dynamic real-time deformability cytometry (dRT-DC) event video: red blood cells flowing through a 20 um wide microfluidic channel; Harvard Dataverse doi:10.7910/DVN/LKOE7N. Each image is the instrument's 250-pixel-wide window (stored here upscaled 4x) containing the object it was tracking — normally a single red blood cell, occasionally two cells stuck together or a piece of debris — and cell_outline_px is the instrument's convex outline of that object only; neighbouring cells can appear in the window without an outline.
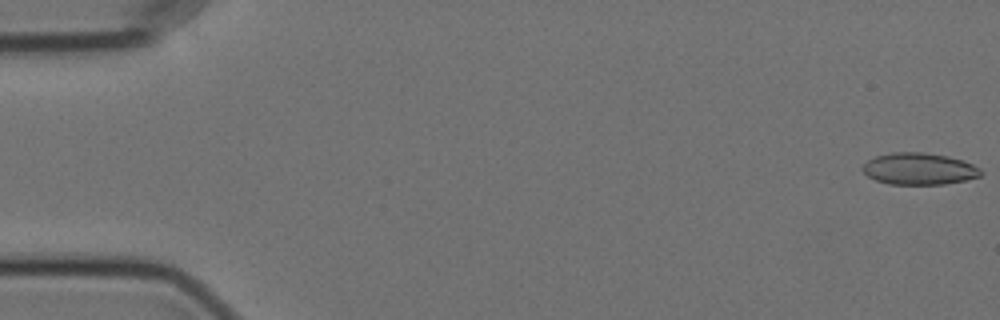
{"species": "Egyptian fruit bat (a non-hibernating species)", "species_latin": "Rousettus aegyptiacus", "temperature_condition": "cold", "stored_images_in_passage": 17, "camera_frame_rate_fps": 3000, "um_per_image_px": 0.085, "animal": {"sex": "female"}, "frame": {"image": 1, "passage_image": 1, "time_ms": 0.0, "image_size_px": [1000, 320], "cell_outline_px": [[984, 172], [980, 176], [964, 180], [944, 184], [888, 184], [876, 180], [868, 176], [860, 168], [868, 160], [876, 156], [892, 152], [924, 152], [948, 156], [972, 164], [980, 168]], "centroid_in_image_um": [78.11, 14.34], "position_along_channel_um": 6.9, "area_um2": 21.85}}
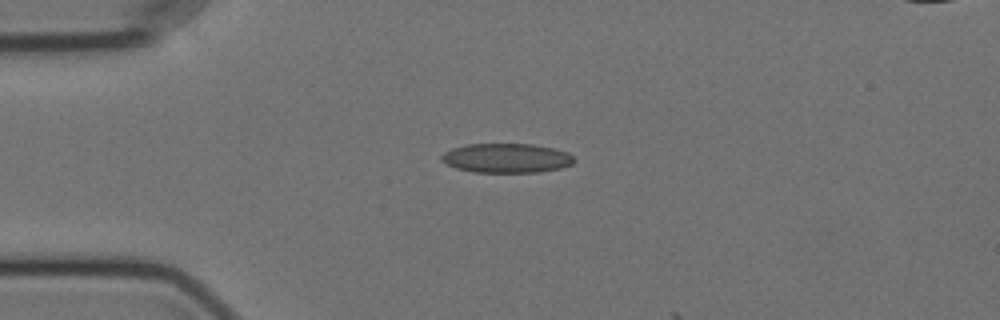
{"frame": {"image": 2, "passage_image": 14, "time_ms": 4.333, "image_size_px": [1000, 320], "cell_outline_px": [[576, 160], [572, 164], [560, 168], [536, 172], [476, 172], [456, 168], [440, 160], [440, 156], [444, 152], [452, 148], [468, 144], [532, 144], [552, 148], [568, 152]], "centroid_in_image_um": [43.05, 13.43], "position_along_channel_um": 42.0, "area_um2": 22.6}}